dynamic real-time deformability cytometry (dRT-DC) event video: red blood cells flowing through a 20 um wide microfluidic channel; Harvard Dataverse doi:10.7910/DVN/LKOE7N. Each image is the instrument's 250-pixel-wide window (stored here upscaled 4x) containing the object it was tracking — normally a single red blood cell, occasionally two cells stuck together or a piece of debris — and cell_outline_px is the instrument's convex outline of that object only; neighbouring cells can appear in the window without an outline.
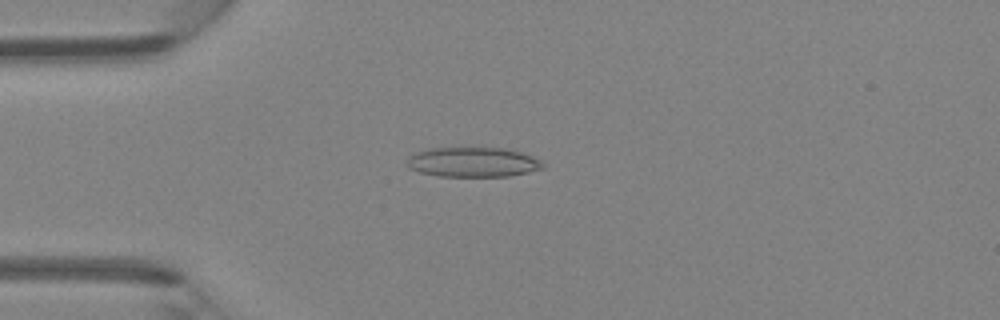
{"species": "Egyptian fruit bat (a non-hibernating species)", "species_latin": "Rousettus aegyptiacus", "temperature_condition": "room temperature", "stored_images_in_passage": 39, "camera_frame_rate_fps": 3000, "um_per_image_px": 0.085, "animal": {"sex": "female"}, "frame": {"image": 1, "passage_image": 6, "time_ms": 1.667, "image_size_px": [1000, 320], "cell_outline_px": [[544, 168], [528, 172], [508, 176], [440, 176], [420, 172], [408, 168], [408, 156], [416, 152], [428, 148], [468, 144], [508, 148], [532, 156], [540, 160], [544, 164]], "centroid_in_image_um": [40.18, 13.71], "position_along_channel_um": 44.8, "area_um2": 24.68}}
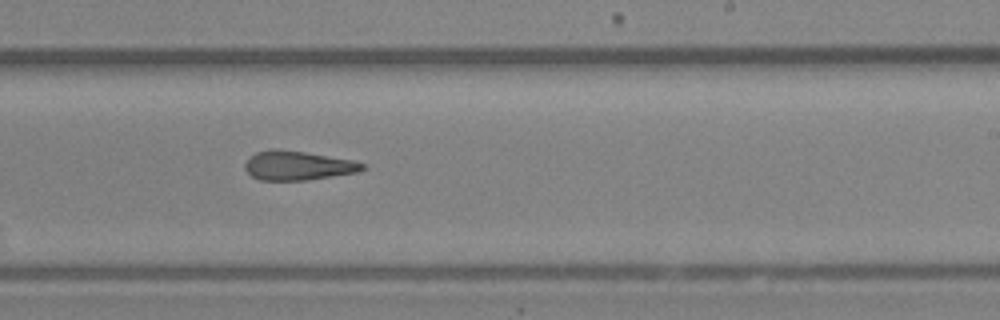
{"frame": {"image": 2, "passage_image": 22, "time_ms": 7.0, "image_size_px": [1000, 320], "cell_outline_px": [[368, 168], [356, 172], [304, 180], [260, 180], [252, 176], [244, 168], [244, 164], [256, 152], [272, 148], [276, 148], [304, 152], [352, 160], [368, 164]], "centroid_in_image_um": [25.32, 14.06], "position_along_channel_um": 263.7, "area_um2": 19.83}}
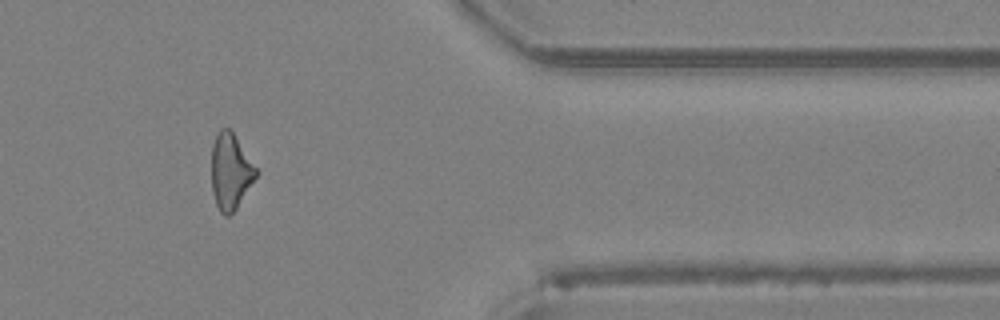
{"frame": {"image": 3, "passage_image": 32, "time_ms": 10.333, "image_size_px": [1000, 320], "cell_outline_px": [[260, 172], [236, 208], [228, 216], [224, 216], [220, 212], [216, 204], [212, 192], [212, 144], [220, 128], [228, 128], [232, 132]], "centroid_in_image_um": [19.6, 14.59], "position_along_channel_um": 391.8, "area_um2": 19.59}}